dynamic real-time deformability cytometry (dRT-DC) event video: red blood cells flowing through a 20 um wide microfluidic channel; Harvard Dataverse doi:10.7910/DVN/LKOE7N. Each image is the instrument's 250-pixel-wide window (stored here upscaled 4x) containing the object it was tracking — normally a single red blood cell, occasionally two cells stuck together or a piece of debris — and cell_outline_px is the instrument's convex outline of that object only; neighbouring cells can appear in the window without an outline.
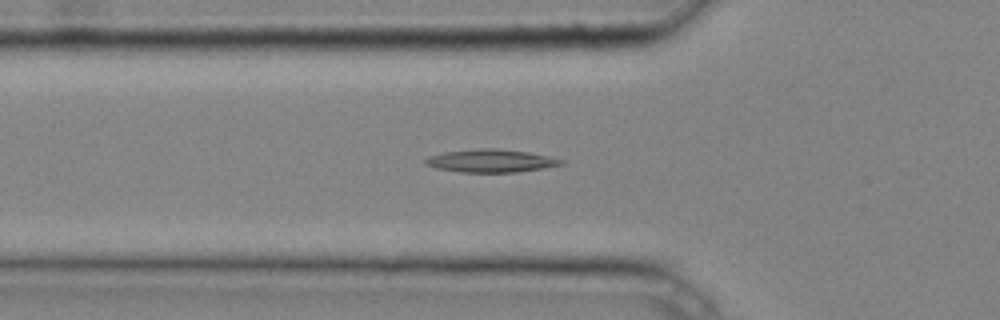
{"species": "common noctule bat (a hibernating species)", "species_latin": "Nyctalus noctula", "temperature_condition": "cold", "stored_images_in_passage": 27, "camera_frame_rate_fps": 3000, "um_per_image_px": 0.085, "animal": {"sex": "male", "body_mass_g": 20.4}, "frame": {"image": 1, "passage_image": 2, "time_ms": 0.333, "image_size_px": [1000, 320], "cell_outline_px": [[564, 164], [516, 172], [460, 172], [436, 168], [424, 164], [424, 160], [428, 156], [444, 152], [480, 148], [496, 148], [528, 152], [548, 156], [564, 160]], "centroid_in_image_um": [41.68, 13.66], "position_along_channel_um": 84.1, "area_um2": 18.03}}
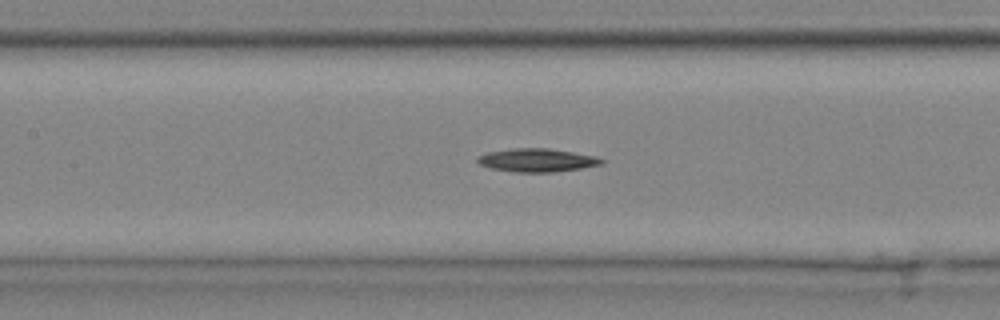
{"frame": {"image": 2, "passage_image": 7, "time_ms": 2.0, "image_size_px": [1000, 320], "cell_outline_px": [[604, 164], [580, 168], [552, 172], [516, 172], [492, 168], [480, 164], [476, 160], [476, 156], [488, 152], [512, 148], [548, 148], [596, 156], [604, 160]], "centroid_in_image_um": [45.64, 13.61], "position_along_channel_um": 161.8, "area_um2": 16.76}}
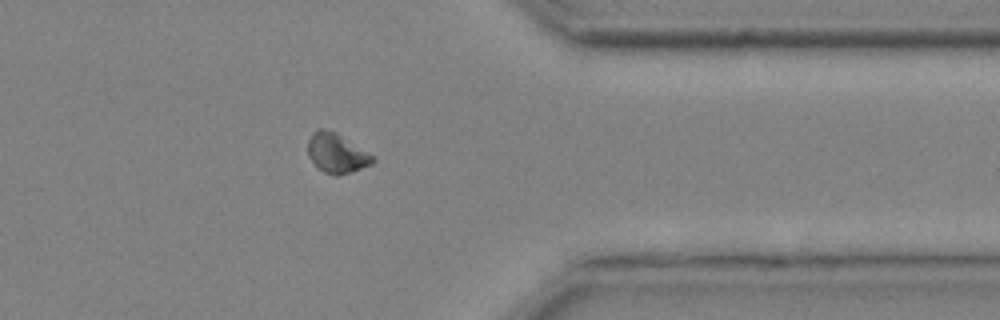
{"frame": {"image": 3, "passage_image": 22, "time_ms": 7.0, "image_size_px": [1000, 320], "cell_outline_px": [[376, 160], [372, 164], [352, 172], [336, 176], [324, 172], [308, 156], [308, 140], [312, 132], [316, 128], [324, 128], [336, 132], [376, 156]], "centroid_in_image_um": [28.65, 13.0], "position_along_channel_um": 382.8, "area_um2": 15.14}}